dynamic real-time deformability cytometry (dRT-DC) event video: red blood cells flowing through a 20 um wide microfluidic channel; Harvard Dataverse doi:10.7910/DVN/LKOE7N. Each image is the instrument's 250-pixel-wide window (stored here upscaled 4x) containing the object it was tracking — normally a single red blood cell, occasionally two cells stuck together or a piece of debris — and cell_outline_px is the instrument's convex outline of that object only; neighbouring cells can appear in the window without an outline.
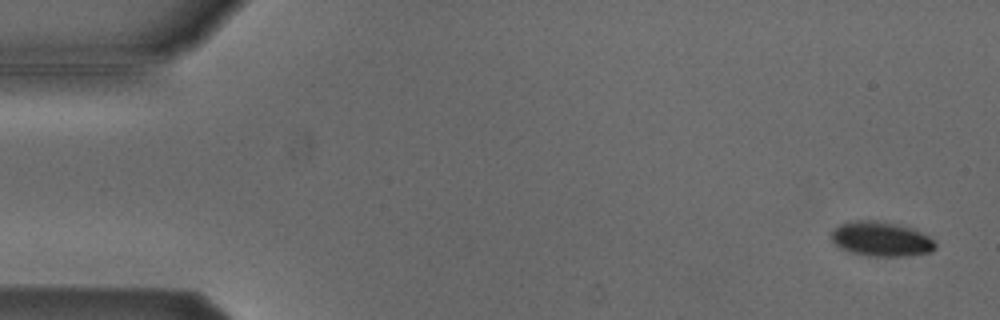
{"species": "Egyptian fruit bat (a non-hibernating species)", "species_latin": "Rousettus aegyptiacus", "temperature_condition": "cold", "stored_images_in_passage": 56, "camera_frame_rate_fps": 3000, "um_per_image_px": 0.085, "animal": {"sex": "male"}, "frame": {"image": 1, "passage_image": 3, "time_ms": 0.667, "image_size_px": [1000, 320], "cell_outline_px": [[936, 248], [932, 252], [908, 256], [868, 256], [852, 252], [840, 248], [832, 240], [832, 232], [840, 224], [856, 220], [876, 220], [912, 228], [928, 236], [936, 244]], "centroid_in_image_um": [74.92, 20.33], "position_along_channel_um": 10.1, "area_um2": 20.81}}
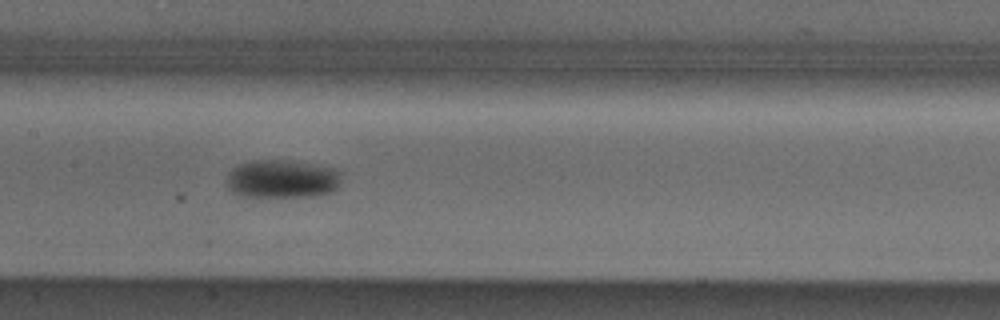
{"frame": {"image": 2, "passage_image": 27, "time_ms": 8.667, "image_size_px": [1000, 320], "cell_outline_px": [[340, 184], [332, 192], [316, 196], [240, 196], [232, 192], [228, 188], [228, 172], [232, 168], [240, 164], [252, 160], [292, 160], [336, 168], [340, 172]], "centroid_in_image_um": [24.0, 15.2], "position_along_channel_um": 183.4, "area_um2": 25.78}}
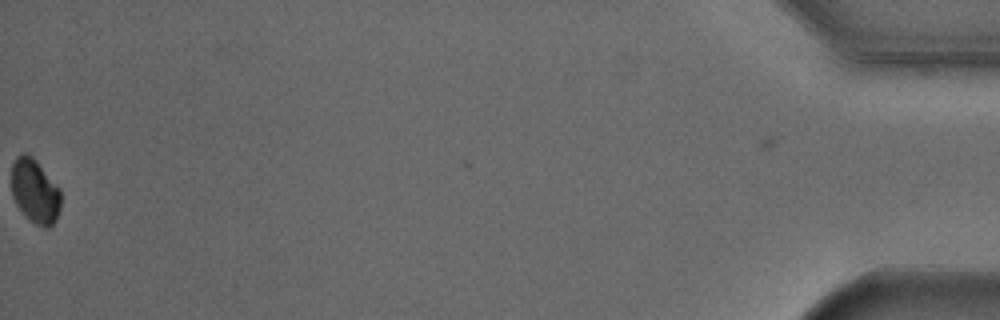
{"frame": {"image": 3, "passage_image": 55, "time_ms": 18.0, "image_size_px": [1000, 320], "cell_outline_px": [[60, 208], [56, 220], [48, 228], [44, 228], [28, 220], [24, 216], [16, 204], [12, 196], [12, 164], [16, 156], [24, 152], [32, 156], [36, 160], [60, 188]], "centroid_in_image_um": [2.96, 16.26], "position_along_channel_um": 432.2, "area_um2": 18.67}, "authors_computed_cell_mechanics": {"area_um2": 22.2819, "velocity_mm_per_s": 3.7996, "shape_relaxation_time_tau1_ms": 1.7268, "shape_relaxation_time_tau2_ms": null, "deformation_change_tau1": 0.033, "deformation_change_tau2": null}}